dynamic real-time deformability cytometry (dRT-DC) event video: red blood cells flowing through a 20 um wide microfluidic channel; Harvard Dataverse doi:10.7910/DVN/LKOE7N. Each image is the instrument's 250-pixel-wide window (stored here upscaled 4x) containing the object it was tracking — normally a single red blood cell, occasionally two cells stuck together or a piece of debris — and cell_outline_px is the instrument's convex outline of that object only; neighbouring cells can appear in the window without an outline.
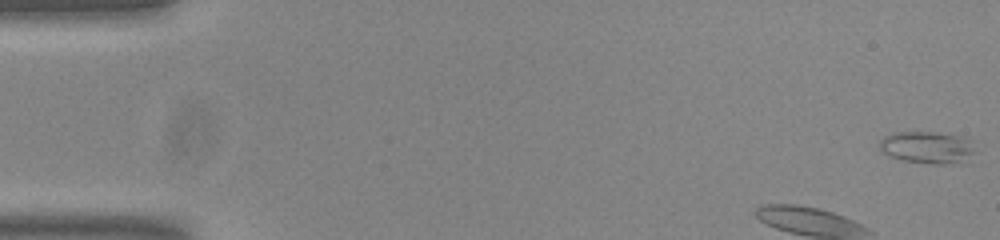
{"species": "common noctule bat (a hibernating species)", "species_latin": "Nyctalus noctula", "temperature_condition": "room temperature", "stored_images_in_passage": 52, "camera_frame_rate_fps": 3000, "um_per_image_px": 0.085, "animal": {"sex": "male", "body_mass_g": 20.0, "forearm_length_mm": 53.3}, "frame": {"image": 1, "passage_image": 1, "time_ms": 0.0, "image_size_px": [1000, 240], "cell_outline_px": [[976, 152], [968, 164], [928, 164], [900, 160], [884, 152], [880, 148], [880, 140], [884, 136], [892, 132], [936, 132], [960, 136], [972, 140]], "centroid_in_image_um": [78.93, 12.56], "position_along_channel_um": 6.1, "area_um2": 18.55}}
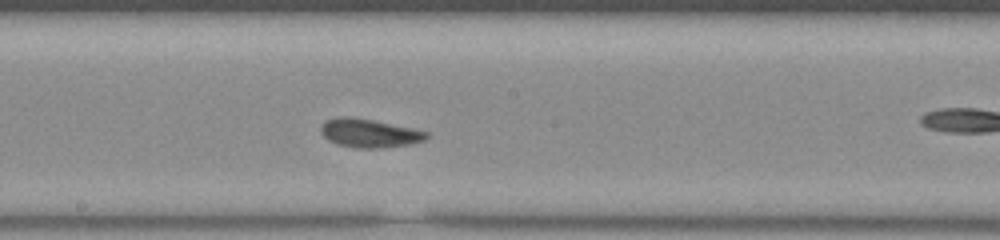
{"frame": {"image": 2, "passage_image": 26, "time_ms": 8.333, "image_size_px": [1000, 240], "cell_outline_px": [[428, 136], [424, 140], [408, 144], [380, 148], [356, 148], [336, 144], [328, 140], [320, 132], [320, 124], [324, 120], [336, 116], [348, 116], [372, 120], [412, 128], [428, 132]], "centroid_in_image_um": [31.31, 11.31], "position_along_channel_um": 216.9, "area_um2": 17.63}}
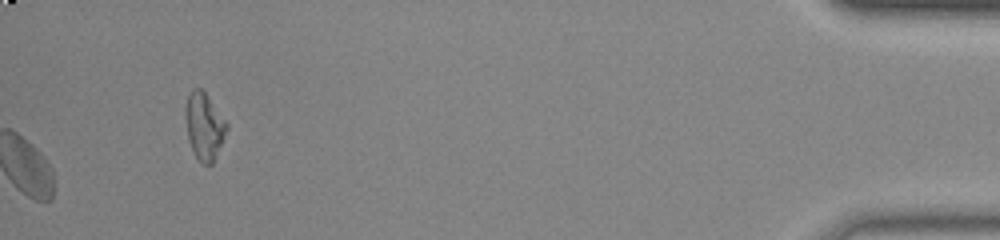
{"frame": {"image": 3, "passage_image": 52, "time_ms": 17.0, "image_size_px": [1000, 240], "cell_outline_px": [[228, 128], [212, 164], [204, 164], [196, 156], [188, 140], [184, 116], [184, 108], [188, 96], [192, 88], [200, 88], [204, 92], [228, 124]], "centroid_in_image_um": [17.33, 10.7], "position_along_channel_um": 417.9, "area_um2": 15.84}, "authors_computed_cell_mechanics": {"area_um2": 17.3111, "velocity_mm_per_s": 3.6994, "shape_relaxation_time_tau1_ms": 4.227, "shape_relaxation_time_tau2_ms": 1.7481, "deformation_change_tau1": 0.1177, "deformation_change_tau2": 0.058}}